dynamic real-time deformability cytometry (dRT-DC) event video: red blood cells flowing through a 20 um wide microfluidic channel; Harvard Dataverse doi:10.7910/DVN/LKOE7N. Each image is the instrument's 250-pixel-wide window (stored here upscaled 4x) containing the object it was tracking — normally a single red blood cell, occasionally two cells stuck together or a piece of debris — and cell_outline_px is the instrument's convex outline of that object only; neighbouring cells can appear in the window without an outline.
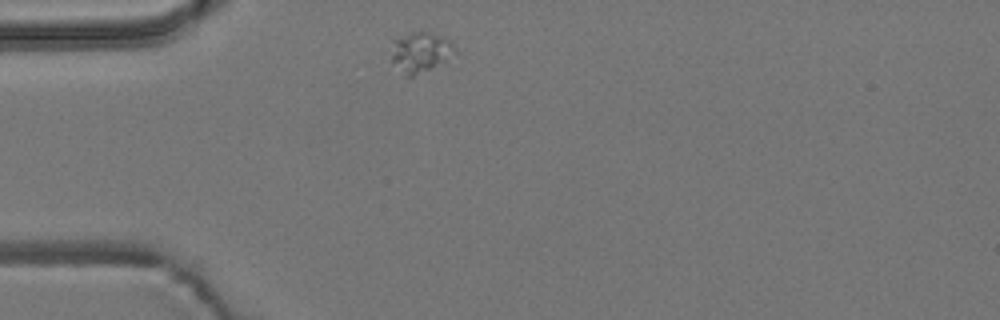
{"species": "common noctule bat (a hibernating species)", "species_latin": "Nyctalus noctula", "temperature_condition": "room temperature", "stored_images_in_passage": 1, "camera_frame_rate_fps": 3000, "um_per_image_px": 0.085, "animal": {"sex": "male", "body_mass_g": 19.2, "forearm_length_mm": 51.8}, "frame": {"image": 1, "passage_image": 1, "time_ms": 0.0, "image_size_px": [1000, 320], "cell_outline_px": [[456, 52], [448, 60], [432, 68], [412, 76], [404, 76], [392, 60], [392, 40], [412, 32], [432, 32], [444, 36], [456, 48]], "centroid_in_image_um": [35.76, 4.42], "position_along_channel_um": 49.2, "area_um2": 14.91}}